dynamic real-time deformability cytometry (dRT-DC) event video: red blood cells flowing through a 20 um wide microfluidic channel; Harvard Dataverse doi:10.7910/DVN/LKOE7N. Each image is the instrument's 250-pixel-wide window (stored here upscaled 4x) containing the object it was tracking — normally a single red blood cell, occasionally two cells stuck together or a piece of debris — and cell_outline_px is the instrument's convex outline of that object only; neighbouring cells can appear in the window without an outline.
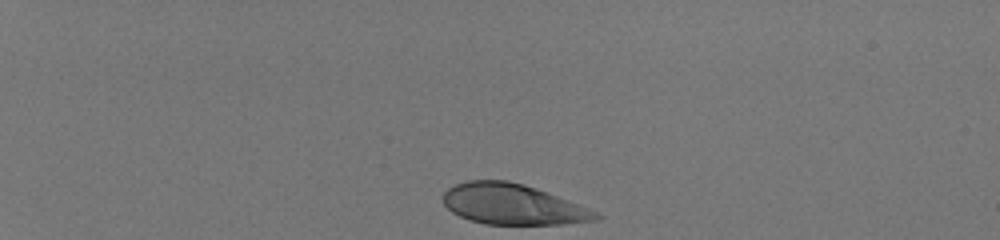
{"species": "human", "species_latin": "Homo sapiens", "temperature_condition": "room temperature", "stored_images_in_passage": 37, "camera_frame_rate_fps": 3000, "um_per_image_px": 0.085, "donor": {"sex": "male"}, "frame": {"image": 1, "passage_image": 1, "time_ms": 0.0, "image_size_px": [1000, 240], "cell_outline_px": [[604, 216], [600, 220], [564, 224], [484, 224], [460, 216], [452, 212], [444, 204], [444, 192], [448, 188], [456, 184], [468, 180], [508, 180], [524, 184], [548, 192], [600, 212]], "centroid_in_image_um": [43.65, 17.37], "position_along_channel_um": 41.3, "area_um2": 36.3}}
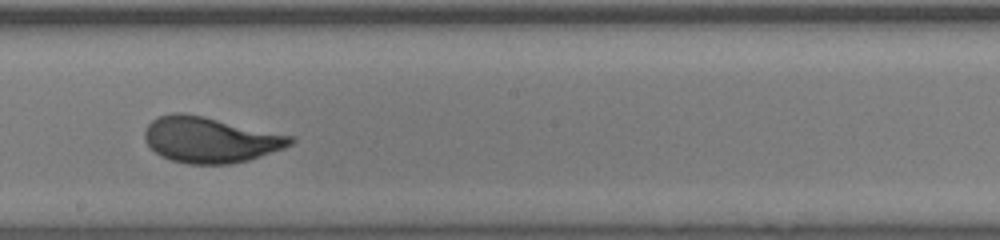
{"frame": {"image": 2, "passage_image": 22, "time_ms": 7.0, "image_size_px": [1000, 240], "cell_outline_px": [[296, 140], [292, 144], [284, 148], [248, 160], [228, 164], [188, 164], [172, 160], [160, 156], [148, 144], [144, 136], [144, 132], [148, 124], [152, 120], [160, 116], [172, 112], [180, 112], [204, 116], [296, 136]], "centroid_in_image_um": [17.9, 11.87], "position_along_channel_um": 230.3, "area_um2": 38.96}}
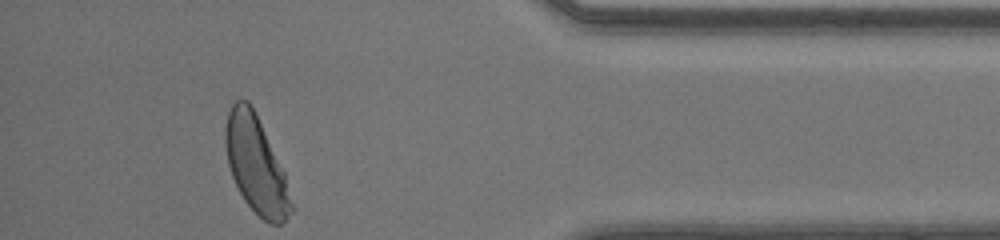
{"frame": {"image": 3, "passage_image": 37, "time_ms": 12.0, "image_size_px": [1000, 240], "cell_outline_px": [[296, 208], [280, 224], [268, 224], [244, 200], [232, 176], [228, 164], [224, 140], [224, 128], [228, 112], [232, 104], [236, 100], [248, 100], [284, 172]], "centroid_in_image_um": [21.77, 14.05], "position_along_channel_um": 413.4, "area_um2": 36.7}, "authors_computed_cell_mechanics": {"area_um2": 37.5122, "velocity_mm_per_s": 4.1081, "shape_relaxation_time_tau1_ms": 3.1175, "shape_relaxation_time_tau2_ms": null, "deformation_change_tau1": 0.1619, "deformation_change_tau2": null}}